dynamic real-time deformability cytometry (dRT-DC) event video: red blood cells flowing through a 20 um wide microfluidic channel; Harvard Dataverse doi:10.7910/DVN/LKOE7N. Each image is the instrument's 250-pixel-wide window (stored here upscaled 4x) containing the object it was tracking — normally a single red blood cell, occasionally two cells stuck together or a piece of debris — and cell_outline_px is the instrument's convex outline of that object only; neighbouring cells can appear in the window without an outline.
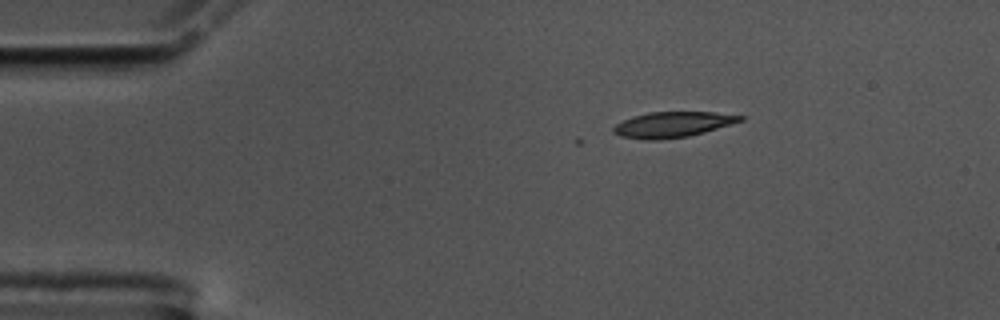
{"species": "common noctule bat (a hibernating species)", "species_latin": "Nyctalus noctula", "temperature_condition": "cold", "stored_images_in_passage": 3, "camera_frame_rate_fps": 3000, "um_per_image_px": 0.085, "animal": {"sex": "male", "body_mass_g": 17.5, "forearm_length_mm": 52.3}, "frame": {"image": 1, "passage_image": 1, "time_ms": 0.0, "image_size_px": [1000, 320], "cell_outline_px": [[744, 120], [732, 124], [704, 132], [688, 136], [656, 140], [648, 140], [620, 136], [612, 132], [612, 128], [616, 124], [632, 116], [648, 112], [712, 112], [744, 116]], "centroid_in_image_um": [57.15, 10.58], "position_along_channel_um": 27.8, "area_um2": 18.79}}